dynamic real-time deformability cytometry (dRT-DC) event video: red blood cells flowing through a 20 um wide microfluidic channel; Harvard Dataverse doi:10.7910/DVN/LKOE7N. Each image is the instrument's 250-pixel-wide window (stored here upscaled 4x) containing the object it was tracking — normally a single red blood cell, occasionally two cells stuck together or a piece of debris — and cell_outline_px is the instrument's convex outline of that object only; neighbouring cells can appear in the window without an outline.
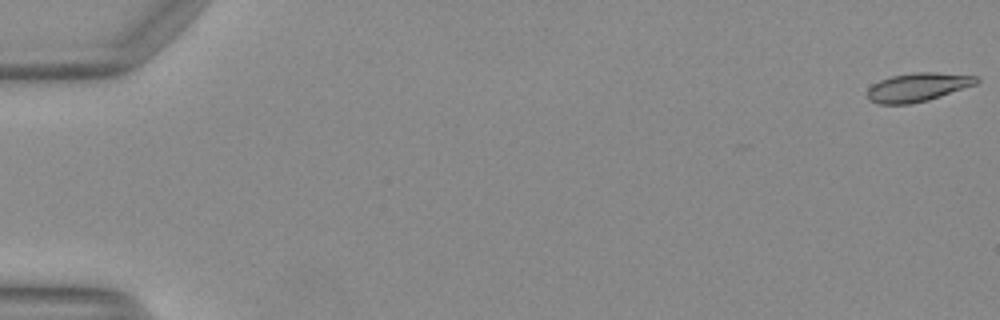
{"species": "Egyptian fruit bat (a non-hibernating species)", "species_latin": "Rousettus aegyptiacus", "temperature_condition": "warm", "stored_images_in_passage": 51, "camera_frame_rate_fps": 3000, "um_per_image_px": 0.085, "animal": {"sex": "female"}, "frame": {"image": 1, "passage_image": 1, "time_ms": 0.0, "image_size_px": [1000, 320], "cell_outline_px": [[980, 80], [976, 84], [928, 100], [908, 104], [880, 104], [868, 100], [868, 88], [872, 84], [880, 80], [892, 76], [912, 72], [936, 72], [980, 76]], "centroid_in_image_um": [78.02, 7.4], "position_along_channel_um": 7.0, "area_um2": 18.21}}